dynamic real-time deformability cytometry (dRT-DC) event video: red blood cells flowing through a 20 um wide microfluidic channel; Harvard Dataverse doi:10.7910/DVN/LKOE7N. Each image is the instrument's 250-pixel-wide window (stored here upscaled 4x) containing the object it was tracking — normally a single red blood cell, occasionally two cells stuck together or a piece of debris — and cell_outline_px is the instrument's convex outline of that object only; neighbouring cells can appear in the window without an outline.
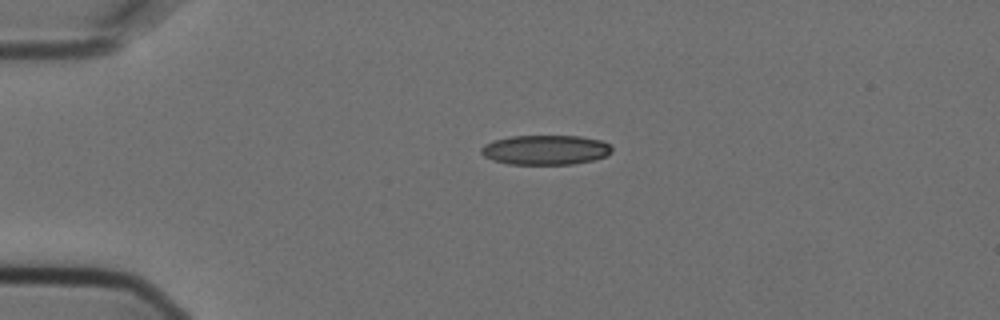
{"species": "Egyptian fruit bat (a non-hibernating species)", "species_latin": "Rousettus aegyptiacus", "temperature_condition": "cold", "stored_images_in_passage": 1, "camera_frame_rate_fps": 3000, "um_per_image_px": 0.085, "animal": {"sex": "female"}, "frame": {"image": 1, "passage_image": 1, "time_ms": 0.0, "image_size_px": [1000, 320], "cell_outline_px": [[612, 152], [604, 156], [592, 160], [572, 164], [508, 164], [492, 160], [484, 156], [480, 152], [480, 148], [484, 144], [496, 140], [512, 136], [580, 136], [600, 140], [608, 144], [612, 148]], "centroid_in_image_um": [46.34, 12.74], "position_along_channel_um": 38.7, "area_um2": 22.48}}